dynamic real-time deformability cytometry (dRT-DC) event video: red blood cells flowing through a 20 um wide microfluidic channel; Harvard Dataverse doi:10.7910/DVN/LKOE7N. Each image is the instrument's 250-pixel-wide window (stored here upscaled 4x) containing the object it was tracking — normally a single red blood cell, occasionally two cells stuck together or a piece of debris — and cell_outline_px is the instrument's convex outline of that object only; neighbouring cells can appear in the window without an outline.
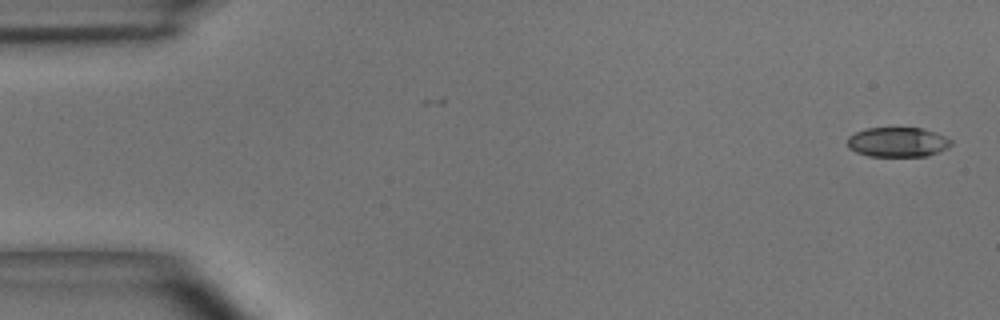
{"species": "common noctule bat (a hibernating species)", "species_latin": "Nyctalus noctula", "temperature_condition": "room temperature", "stored_images_in_passage": 2, "camera_frame_rate_fps": 3000, "um_per_image_px": 0.085, "animal": {"sex": "male", "body_mass_g": 15.6}, "frame": {"image": 1, "passage_image": 1, "time_ms": 0.0, "image_size_px": [1000, 320], "cell_outline_px": [[952, 144], [948, 148], [928, 156], [868, 156], [856, 152], [848, 148], [848, 136], [856, 132], [868, 128], [920, 128], [936, 132], [952, 140]], "centroid_in_image_um": [76.31, 12.08], "position_along_channel_um": 8.7, "area_um2": 17.98}}